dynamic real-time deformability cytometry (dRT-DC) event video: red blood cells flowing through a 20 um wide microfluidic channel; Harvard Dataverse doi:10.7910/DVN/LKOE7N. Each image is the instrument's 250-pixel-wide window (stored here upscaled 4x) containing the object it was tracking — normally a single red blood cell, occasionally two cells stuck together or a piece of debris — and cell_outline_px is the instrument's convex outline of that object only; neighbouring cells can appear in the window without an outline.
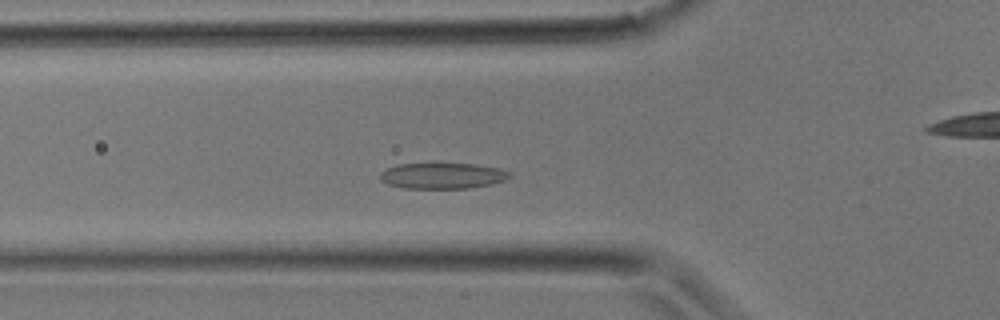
{"species": "common noctule bat (a hibernating species)", "species_latin": "Nyctalus noctula", "temperature_condition": "room temperature", "stored_images_in_passage": 29, "camera_frame_rate_fps": 3000, "um_per_image_px": 0.085, "animal": {"sex": "male", "body_mass_g": 17.9}, "frame": {"image": 1, "passage_image": 8, "time_ms": 2.333, "image_size_px": [1000, 320], "cell_outline_px": [[512, 176], [508, 180], [492, 184], [468, 188], [400, 188], [388, 184], [380, 180], [380, 172], [396, 164], [476, 164], [496, 168], [512, 172]], "centroid_in_image_um": [37.63, 14.95], "position_along_channel_um": 88.2, "area_um2": 19.59}}
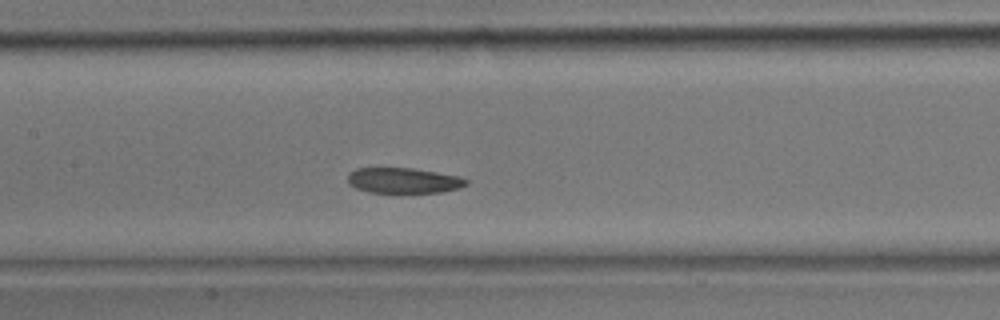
{"frame": {"image": 2, "passage_image": 12, "time_ms": 3.667, "image_size_px": [1000, 320], "cell_outline_px": [[468, 184], [460, 188], [444, 192], [400, 196], [396, 196], [368, 192], [356, 188], [348, 184], [348, 172], [356, 168], [412, 168], [460, 176], [468, 180]], "centroid_in_image_um": [34.3, 15.4], "position_along_channel_um": 173.1, "area_um2": 18.79}}
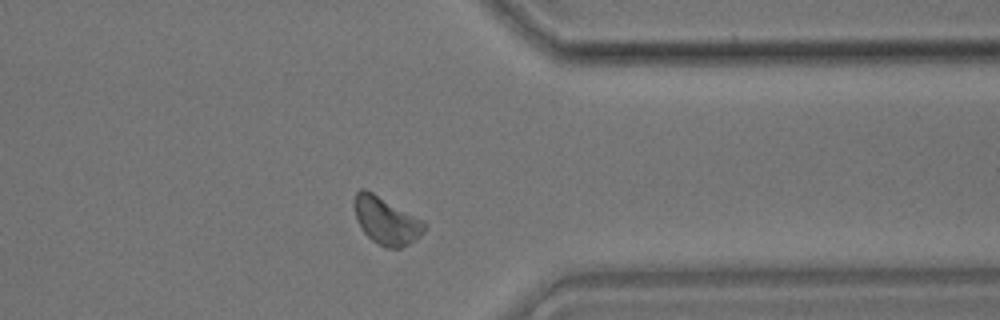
{"frame": {"image": 3, "passage_image": 22, "time_ms": 7.0, "image_size_px": [1000, 320], "cell_outline_px": [[428, 228], [420, 236], [408, 244], [400, 248], [384, 248], [372, 240], [360, 228], [356, 220], [352, 204], [356, 192], [360, 188], [364, 188], [372, 192], [424, 220], [428, 224]], "centroid_in_image_um": [32.82, 18.75], "position_along_channel_um": 378.6, "area_um2": 19.71}}